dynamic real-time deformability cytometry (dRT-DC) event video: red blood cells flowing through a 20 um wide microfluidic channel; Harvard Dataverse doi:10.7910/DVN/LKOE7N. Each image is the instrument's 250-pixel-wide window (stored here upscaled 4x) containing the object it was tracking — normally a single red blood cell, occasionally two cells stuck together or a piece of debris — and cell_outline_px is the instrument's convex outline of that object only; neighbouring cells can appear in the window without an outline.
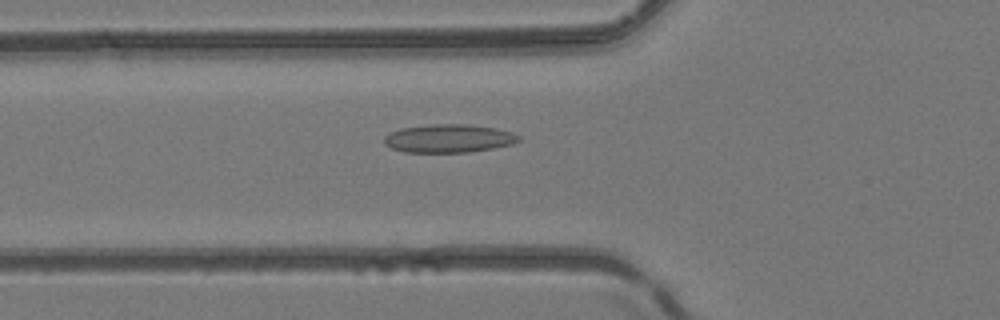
{"species": "common noctule bat (a hibernating species)", "species_latin": "Nyctalus noctula", "temperature_condition": "room temperature", "stored_images_in_passage": 51, "camera_frame_rate_fps": 3000, "um_per_image_px": 0.085, "animal": {"sex": "female", "body_mass_g": 24.6, "forearm_length_mm": 56.2}, "frame": {"image": 1, "passage_image": 19, "time_ms": 6.0, "image_size_px": [1000, 320], "cell_outline_px": [[520, 140], [512, 144], [492, 148], [468, 152], [404, 152], [392, 148], [384, 144], [384, 136], [388, 132], [400, 128], [432, 124], [468, 124], [496, 128], [512, 132], [520, 136]], "centroid_in_image_um": [38.12, 11.76], "position_along_channel_um": 87.7, "area_um2": 22.25}}
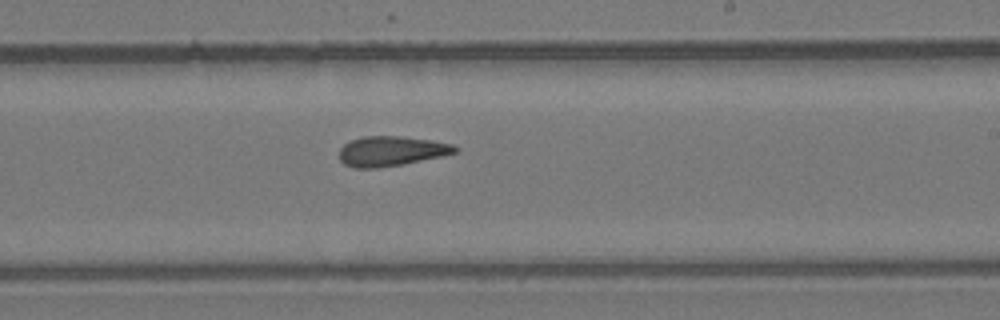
{"frame": {"image": 2, "passage_image": 31, "time_ms": 10.0, "image_size_px": [1000, 320], "cell_outline_px": [[460, 148], [456, 152], [444, 156], [404, 164], [376, 168], [356, 168], [344, 164], [340, 160], [340, 148], [344, 144], [352, 140], [364, 136], [400, 136], [432, 140], [452, 144]], "centroid_in_image_um": [33.28, 12.85], "position_along_channel_um": 255.7, "area_um2": 20.23}}
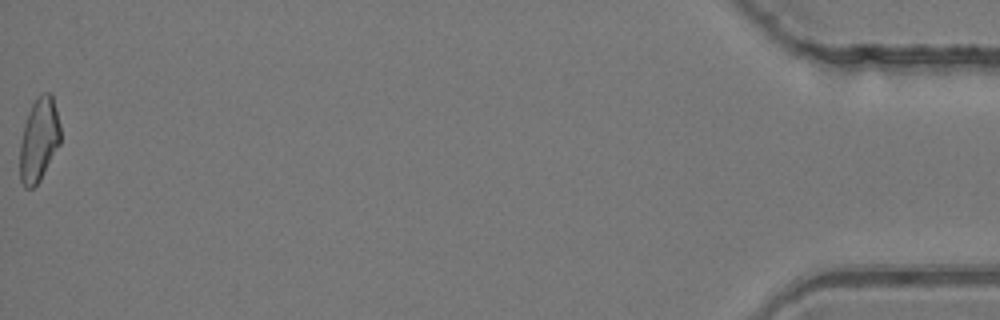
{"frame": {"image": 3, "passage_image": 51, "time_ms": 16.667, "image_size_px": [1000, 320], "cell_outline_px": [[60, 144], [40, 180], [32, 188], [24, 188], [20, 180], [20, 144], [24, 124], [28, 112], [32, 104], [44, 92], [52, 92], [60, 124]], "centroid_in_image_um": [3.31, 11.88], "position_along_channel_um": 431.9, "area_um2": 19.77}, "authors_computed_cell_mechanics": {"area_um2": 20.3456, "velocity_mm_per_s": 4.1844, "shape_relaxation_time_tau1_ms": null, "shape_relaxation_time_tau2_ms": 3.5468, "deformation_change_tau1": null, "deformation_change_tau2": 0.129}}